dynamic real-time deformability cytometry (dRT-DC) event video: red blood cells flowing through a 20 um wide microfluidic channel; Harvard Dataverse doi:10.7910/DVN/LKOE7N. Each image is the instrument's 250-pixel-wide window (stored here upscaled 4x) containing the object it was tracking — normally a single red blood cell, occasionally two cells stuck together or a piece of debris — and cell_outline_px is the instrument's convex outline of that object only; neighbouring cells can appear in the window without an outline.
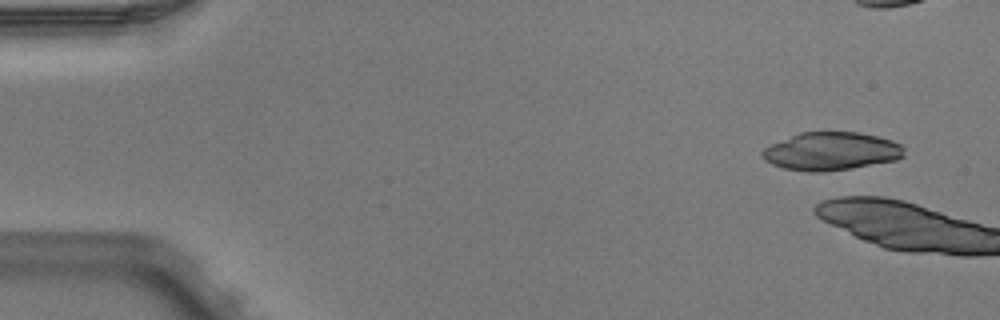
{"species": "Egyptian fruit bat (a non-hibernating species)", "species_latin": "Rousettus aegyptiacus", "temperature_condition": "warm", "stored_images_in_passage": 4, "camera_frame_rate_fps": 3000, "um_per_image_px": 0.085, "animal": {"sex": "male"}, "frame": {"image": 1, "passage_image": 1, "time_ms": 0.0, "image_size_px": [1000, 320], "cell_outline_px": [[904, 156], [896, 160], [848, 168], [820, 172], [808, 172], [784, 168], [772, 164], [764, 160], [760, 152], [764, 148], [772, 144], [800, 132], [860, 132], [892, 140], [900, 144], [904, 148]], "centroid_in_image_um": [70.64, 12.85], "position_along_channel_um": 14.4, "area_um2": 31.27}}